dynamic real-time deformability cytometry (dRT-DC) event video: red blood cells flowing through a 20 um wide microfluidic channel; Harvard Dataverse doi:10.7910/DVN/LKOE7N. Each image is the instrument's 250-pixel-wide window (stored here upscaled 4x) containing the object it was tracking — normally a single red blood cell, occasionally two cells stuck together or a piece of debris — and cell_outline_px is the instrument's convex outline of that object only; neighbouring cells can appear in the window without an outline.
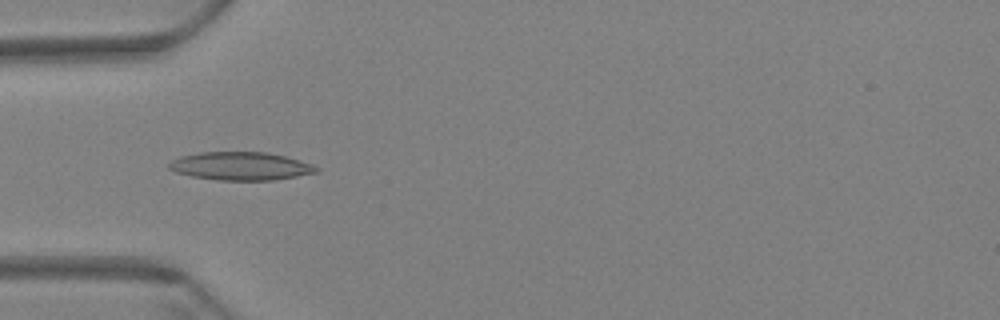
{"species": "Egyptian fruit bat (a non-hibernating species)", "species_latin": "Rousettus aegyptiacus", "temperature_condition": "warm", "stored_images_in_passage": 59, "camera_frame_rate_fps": 3000, "um_per_image_px": 0.085, "animal": {"sex": "female"}, "frame": {"image": 1, "passage_image": 19, "time_ms": 6.0, "image_size_px": [1000, 320], "cell_outline_px": [[320, 172], [272, 180], [220, 180], [192, 176], [176, 172], [168, 168], [168, 164], [172, 160], [180, 156], [200, 152], [264, 152], [284, 156], [312, 164], [320, 168]], "centroid_in_image_um": [20.46, 14.11], "position_along_channel_um": 64.5, "area_um2": 24.04}}
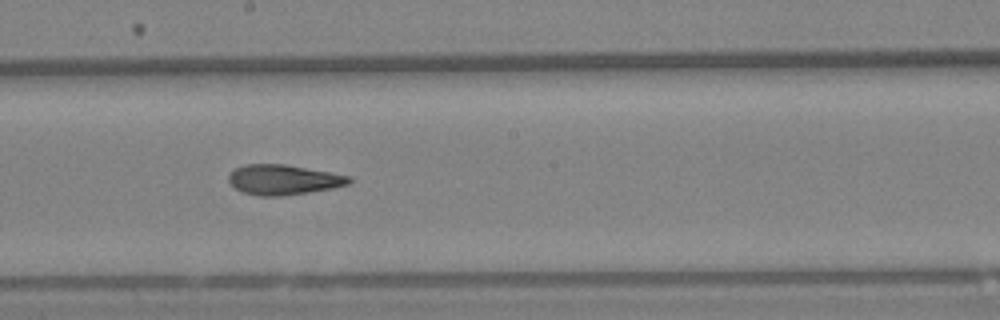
{"frame": {"image": 2, "passage_image": 33, "time_ms": 10.667, "image_size_px": [1000, 320], "cell_outline_px": [[352, 180], [348, 184], [332, 188], [308, 192], [280, 196], [260, 196], [244, 192], [236, 188], [228, 180], [228, 176], [236, 168], [244, 164], [284, 164], [328, 172], [348, 176]], "centroid_in_image_um": [24.06, 15.27], "position_along_channel_um": 224.1, "area_um2": 20.69}}
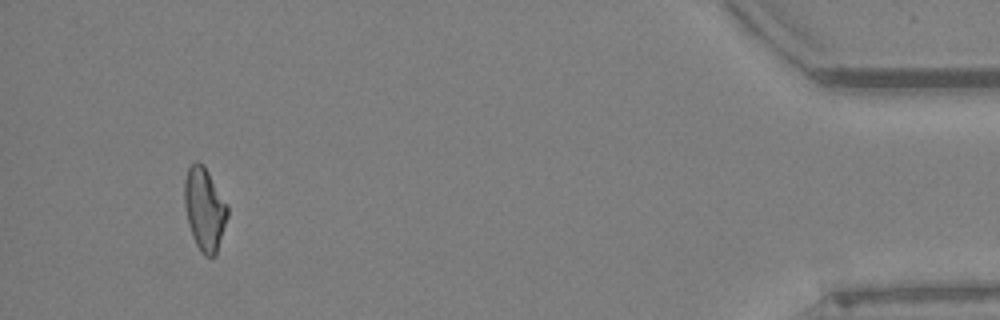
{"frame": {"image": 3, "passage_image": 56, "time_ms": 18.333, "image_size_px": [1000, 320], "cell_outline_px": [[228, 216], [216, 256], [204, 256], [200, 252], [192, 236], [188, 224], [184, 204], [184, 180], [188, 168], [196, 160], [204, 164], [228, 204]], "centroid_in_image_um": [17.39, 17.76], "position_along_channel_um": 417.8, "area_um2": 21.15}, "authors_computed_cell_mechanics": {"area_um2": 21.386, "velocity_mm_per_s": 3.4527, "shape_relaxation_time_tau1_ms": null, "shape_relaxation_time_tau2_ms": 3.7645, "deformation_change_tau1": null, "deformation_change_tau2": 0.1252}}